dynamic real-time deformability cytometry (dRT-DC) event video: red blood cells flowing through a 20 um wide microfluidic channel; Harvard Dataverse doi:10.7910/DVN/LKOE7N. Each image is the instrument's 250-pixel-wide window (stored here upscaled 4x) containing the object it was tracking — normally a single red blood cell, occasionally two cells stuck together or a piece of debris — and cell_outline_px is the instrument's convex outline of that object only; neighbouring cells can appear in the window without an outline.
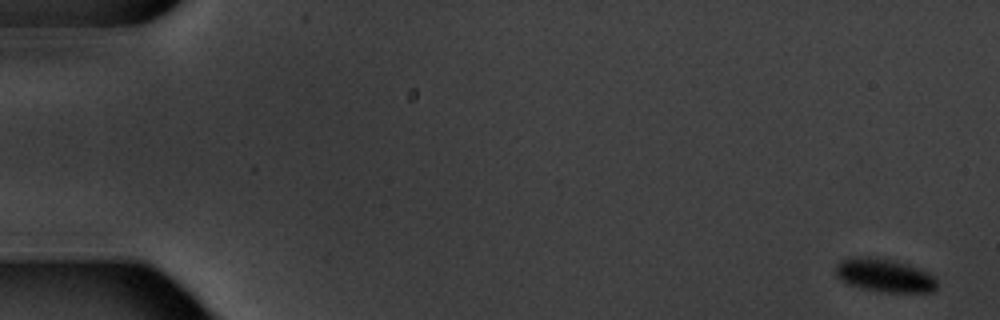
{"species": "common noctule bat (a hibernating species)", "species_latin": "Nyctalus noctula", "temperature_condition": "warm", "stored_images_in_passage": 6, "camera_frame_rate_fps": 3000, "um_per_image_px": 0.085, "animal": {"sex": "male", "body_mass_g": 20.1, "forearm_length_mm": 53.5}, "frame": {"image": 1, "passage_image": 1, "time_ms": 0.0, "image_size_px": [1000, 320], "cell_outline_px": [[936, 288], [932, 292], [880, 292], [860, 288], [848, 284], [840, 280], [836, 276], [836, 264], [844, 260], [856, 256], [868, 256], [892, 260], [916, 268], [932, 276], [936, 280]], "centroid_in_image_um": [75.12, 23.42], "position_along_channel_um": 9.9, "area_um2": 19.42}}
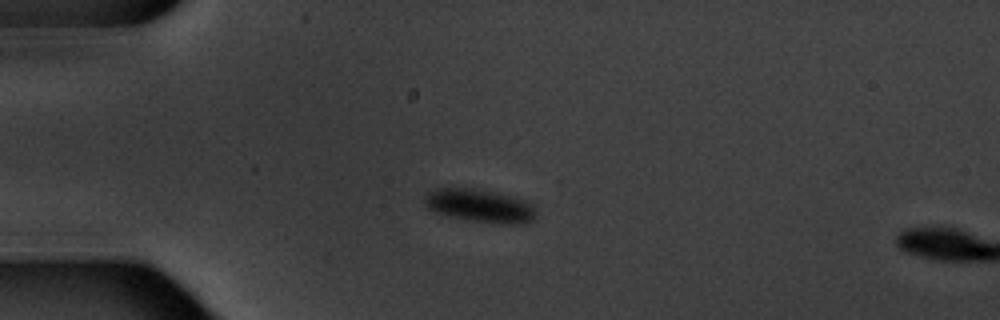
{"frame": {"image": 2, "passage_image": 5, "time_ms": 4.667, "image_size_px": [1000, 320], "cell_outline_px": [[536, 216], [532, 220], [524, 224], [500, 224], [468, 220], [448, 216], [436, 212], [428, 208], [424, 204], [424, 196], [428, 192], [436, 188], [472, 188], [512, 196], [524, 200], [532, 204], [536, 212]], "centroid_in_image_um": [40.78, 17.5], "position_along_channel_um": 44.2, "area_um2": 21.62}}